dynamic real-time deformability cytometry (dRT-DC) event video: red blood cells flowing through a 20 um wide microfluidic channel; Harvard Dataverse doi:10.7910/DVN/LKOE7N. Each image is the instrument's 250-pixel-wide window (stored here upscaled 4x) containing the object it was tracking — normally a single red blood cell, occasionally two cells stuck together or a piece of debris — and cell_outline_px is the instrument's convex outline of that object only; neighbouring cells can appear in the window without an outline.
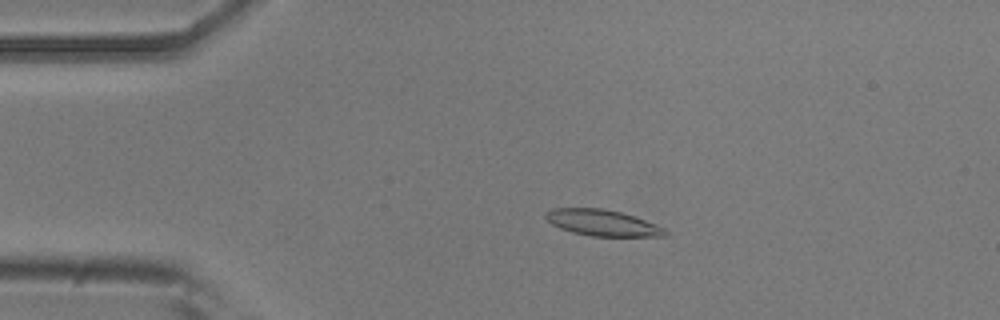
{"species": "common noctule bat (a hibernating species)", "species_latin": "Nyctalus noctula", "temperature_condition": "room temperature", "stored_images_in_passage": 53, "camera_frame_rate_fps": 3000, "um_per_image_px": 0.085, "animal": {"sex": "male", "body_mass_g": 20.5, "forearm_length_mm": 52.5}, "frame": {"image": 1, "passage_image": 11, "time_ms": 3.333, "image_size_px": [1000, 320], "cell_outline_px": [[668, 236], [592, 236], [572, 232], [560, 228], [552, 224], [544, 216], [544, 212], [552, 208], [600, 208], [620, 212], [656, 224], [664, 228], [668, 232]], "centroid_in_image_um": [51.18, 18.94], "position_along_channel_um": 33.8, "area_um2": 18.09}}
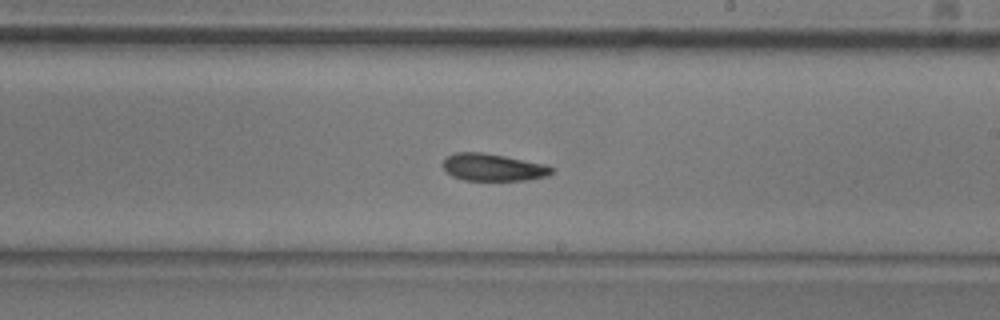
{"frame": {"image": 2, "passage_image": 31, "time_ms": 10.0, "image_size_px": [1000, 320], "cell_outline_px": [[556, 172], [548, 176], [528, 180], [464, 180], [452, 176], [444, 168], [444, 160], [448, 156], [456, 152], [484, 152], [548, 164], [556, 168]], "centroid_in_image_um": [42.02, 14.22], "position_along_channel_um": 247.0, "area_um2": 17.51}}
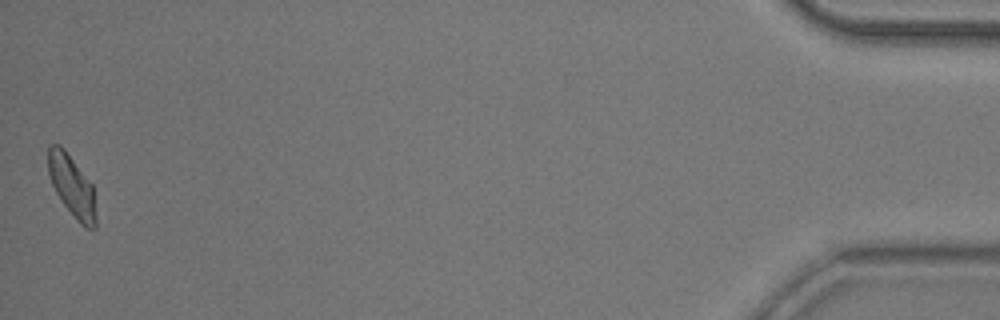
{"frame": {"image": 3, "passage_image": 53, "time_ms": 17.333, "image_size_px": [1000, 320], "cell_outline_px": [[96, 228], [84, 228], [76, 220], [64, 204], [56, 192], [52, 184], [48, 172], [48, 144], [60, 144], [64, 148], [92, 184], [96, 216]], "centroid_in_image_um": [6.11, 15.81], "position_along_channel_um": 429.1, "area_um2": 17.05}, "authors_computed_cell_mechanics": {"area_um2": 17.7446, "velocity_mm_per_s": 3.7879, "shape_relaxation_time_tau1_ms": 4.4676, "shape_relaxation_time_tau2_ms": 7.5905, "deformation_change_tau1": 0.11, "deformation_change_tau2": 0.1651}}